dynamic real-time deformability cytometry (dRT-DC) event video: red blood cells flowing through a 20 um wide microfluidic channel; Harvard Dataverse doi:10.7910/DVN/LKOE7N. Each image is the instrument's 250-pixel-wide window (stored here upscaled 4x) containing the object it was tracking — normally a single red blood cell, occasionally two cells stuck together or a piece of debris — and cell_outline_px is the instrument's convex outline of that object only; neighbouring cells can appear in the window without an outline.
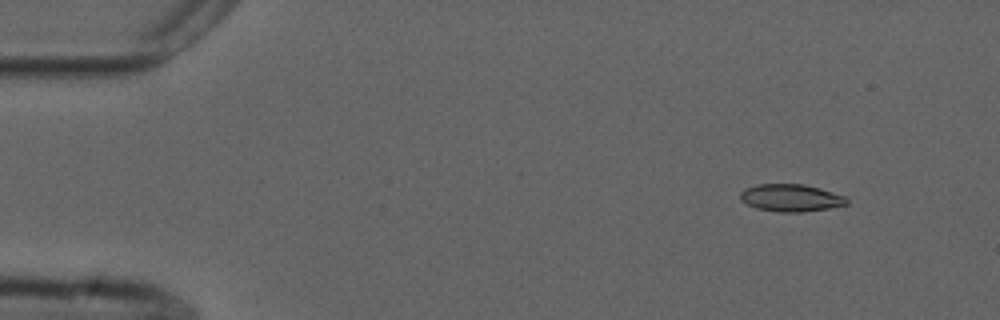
{"species": "common noctule bat (a hibernating species)", "species_latin": "Nyctalus noctula", "temperature_condition": "cold", "stored_images_in_passage": 5, "camera_frame_rate_fps": 3000, "um_per_image_px": 0.085, "animal": {"sex": "male", "forearm_length_mm": 52.5}, "frame": {"image": 1, "passage_image": 2, "time_ms": 0.333, "image_size_px": [1000, 320], "cell_outline_px": [[848, 204], [828, 208], [800, 212], [776, 212], [756, 208], [740, 200], [740, 192], [756, 184], [804, 184], [820, 188], [844, 196], [848, 200]], "centroid_in_image_um": [67.21, 16.82], "position_along_channel_um": 17.8, "area_um2": 16.88}}
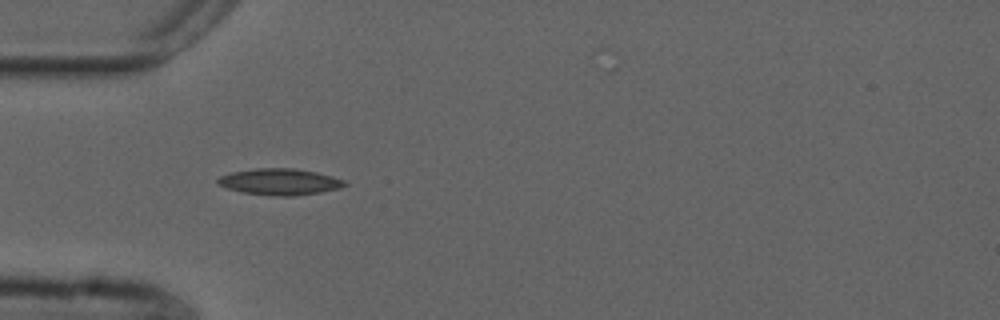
{"frame": {"image": 2, "passage_image": 4, "time_ms": 1.0, "image_size_px": [1000, 320], "cell_outline_px": [[348, 184], [340, 188], [320, 192], [292, 196], [276, 196], [240, 192], [216, 184], [216, 180], [220, 176], [232, 172], [256, 168], [296, 168], [316, 172], [332, 176], [344, 180]], "centroid_in_image_um": [23.77, 15.45], "position_along_channel_um": 61.2, "area_um2": 19.54}}
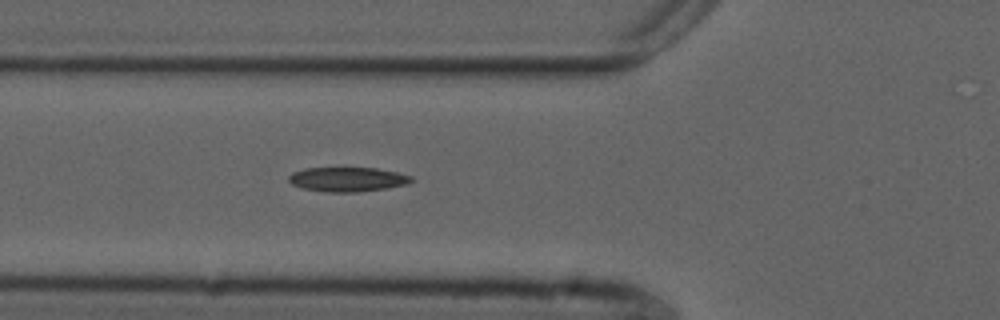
{"frame": {"image": 3, "passage_image": 5, "time_ms": 1.333, "image_size_px": [1000, 320], "cell_outline_px": [[416, 180], [408, 184], [388, 188], [360, 192], [324, 192], [300, 188], [292, 184], [288, 180], [288, 176], [292, 172], [304, 168], [376, 168], [396, 172], [412, 176]], "centroid_in_image_um": [29.54, 15.25], "position_along_channel_um": 96.3, "area_um2": 17.74}}